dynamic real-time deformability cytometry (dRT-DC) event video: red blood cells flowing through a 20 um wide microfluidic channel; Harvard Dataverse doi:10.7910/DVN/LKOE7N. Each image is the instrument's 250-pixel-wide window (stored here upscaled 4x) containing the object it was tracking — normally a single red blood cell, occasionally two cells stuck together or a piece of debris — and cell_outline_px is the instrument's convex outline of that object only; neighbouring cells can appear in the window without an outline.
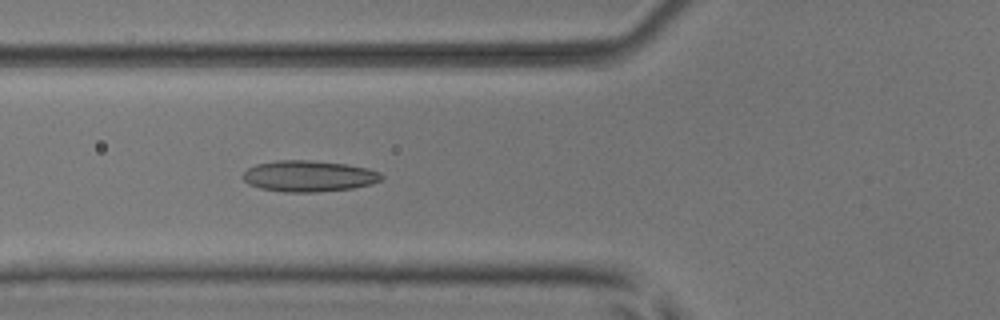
{"species": "common noctule bat (a hibernating species)", "species_latin": "Nyctalus noctula", "temperature_condition": "room temperature", "stored_images_in_passage": 39, "camera_frame_rate_fps": 3000, "um_per_image_px": 0.085, "animal": {"sex": "male", "body_mass_g": 17.9, "forearm_length_mm": 54.2}, "frame": {"image": 1, "passage_image": 11, "time_ms": 3.333, "image_size_px": [1000, 320], "cell_outline_px": [[384, 176], [380, 180], [372, 184], [352, 188], [316, 192], [284, 192], [260, 188], [248, 184], [244, 180], [244, 172], [248, 168], [256, 164], [276, 160], [308, 160], [348, 164], [368, 168], [380, 172]], "centroid_in_image_um": [26.26, 14.96], "position_along_channel_um": 99.5, "area_um2": 25.2}}
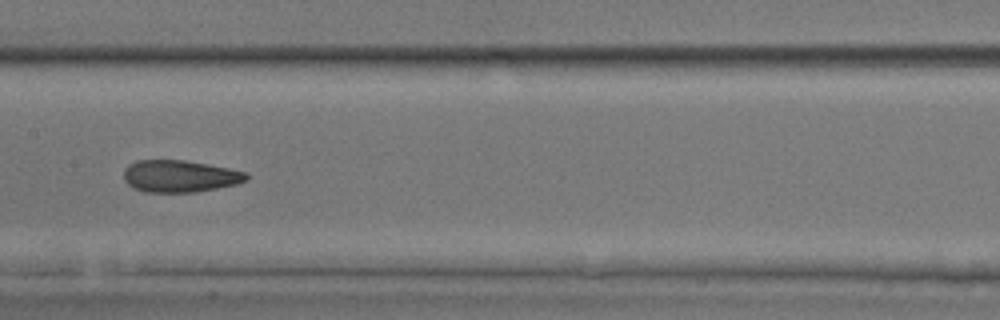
{"frame": {"image": 2, "passage_image": 18, "time_ms": 5.667, "image_size_px": [1000, 320], "cell_outline_px": [[248, 180], [236, 184], [196, 192], [144, 192], [132, 188], [124, 180], [124, 168], [128, 164], [136, 160], [184, 160], [208, 164], [248, 172]], "centroid_in_image_um": [15.26, 14.97], "position_along_channel_um": 192.1, "area_um2": 23.06}}
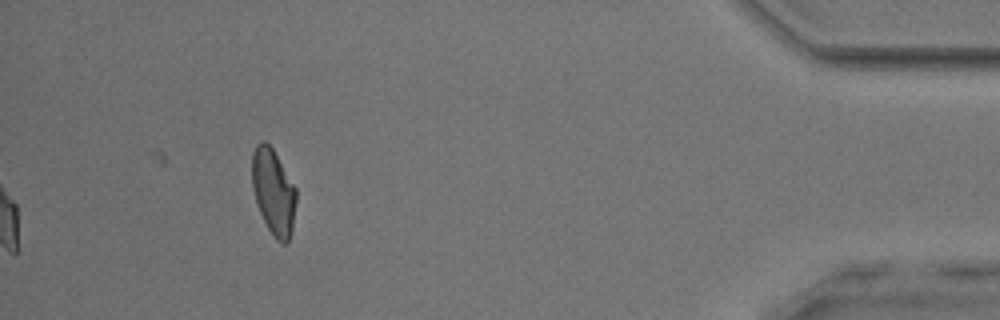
{"frame": {"image": 3, "passage_image": 39, "time_ms": 12.667, "image_size_px": [1000, 320], "cell_outline_px": [[296, 200], [292, 232], [288, 240], [284, 244], [280, 244], [276, 240], [268, 228], [260, 212], [252, 188], [252, 152], [256, 144], [260, 140], [264, 140], [272, 148], [296, 188]], "centroid_in_image_um": [23.24, 16.3], "position_along_channel_um": 412.0, "area_um2": 22.02}, "authors_computed_cell_mechanics": {"area_um2": 22.9466, "velocity_mm_per_s": 3.9673, "shape_relaxation_time_tau1_ms": 8.3923, "shape_relaxation_time_tau2_ms": 1.866, "deformation_change_tau1": 0.1757, "deformation_change_tau2": 0.0887}}